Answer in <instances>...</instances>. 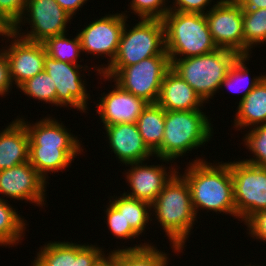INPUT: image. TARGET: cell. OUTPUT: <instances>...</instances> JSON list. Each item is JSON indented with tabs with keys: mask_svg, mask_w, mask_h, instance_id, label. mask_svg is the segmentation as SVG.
I'll return each instance as SVG.
<instances>
[{
	"mask_svg": "<svg viewBox=\"0 0 266 266\" xmlns=\"http://www.w3.org/2000/svg\"><path fill=\"white\" fill-rule=\"evenodd\" d=\"M110 86L113 89L101 93L97 100L99 102L95 105L96 114L99 115L103 127L121 123H136L149 103L143 98L123 90L115 82Z\"/></svg>",
	"mask_w": 266,
	"mask_h": 266,
	"instance_id": "18",
	"label": "cell"
},
{
	"mask_svg": "<svg viewBox=\"0 0 266 266\" xmlns=\"http://www.w3.org/2000/svg\"><path fill=\"white\" fill-rule=\"evenodd\" d=\"M109 201L123 213L126 223L141 237L149 229L154 219L151 216V204L125 195L124 193L108 197ZM112 198V199H111ZM151 216V217H150ZM150 221V222H149ZM148 227V228H147Z\"/></svg>",
	"mask_w": 266,
	"mask_h": 266,
	"instance_id": "24",
	"label": "cell"
},
{
	"mask_svg": "<svg viewBox=\"0 0 266 266\" xmlns=\"http://www.w3.org/2000/svg\"><path fill=\"white\" fill-rule=\"evenodd\" d=\"M127 22L129 20L124 25L116 56L107 68H124L149 57L168 55L162 20L139 18L132 28Z\"/></svg>",
	"mask_w": 266,
	"mask_h": 266,
	"instance_id": "8",
	"label": "cell"
},
{
	"mask_svg": "<svg viewBox=\"0 0 266 266\" xmlns=\"http://www.w3.org/2000/svg\"><path fill=\"white\" fill-rule=\"evenodd\" d=\"M209 118L210 115L208 117L201 109L165 111L164 137L154 157L175 161L173 165L176 166L178 158L205 143L207 146L214 135L212 118Z\"/></svg>",
	"mask_w": 266,
	"mask_h": 266,
	"instance_id": "4",
	"label": "cell"
},
{
	"mask_svg": "<svg viewBox=\"0 0 266 266\" xmlns=\"http://www.w3.org/2000/svg\"><path fill=\"white\" fill-rule=\"evenodd\" d=\"M196 159V160H195ZM180 173L187 181L196 216L202 210L208 213L230 215L236 219L233 179L230 162L206 161L196 157ZM223 162V163H222Z\"/></svg>",
	"mask_w": 266,
	"mask_h": 266,
	"instance_id": "2",
	"label": "cell"
},
{
	"mask_svg": "<svg viewBox=\"0 0 266 266\" xmlns=\"http://www.w3.org/2000/svg\"><path fill=\"white\" fill-rule=\"evenodd\" d=\"M89 0H56V2L72 17L78 13V11L83 8V5Z\"/></svg>",
	"mask_w": 266,
	"mask_h": 266,
	"instance_id": "38",
	"label": "cell"
},
{
	"mask_svg": "<svg viewBox=\"0 0 266 266\" xmlns=\"http://www.w3.org/2000/svg\"><path fill=\"white\" fill-rule=\"evenodd\" d=\"M162 164L155 165L149 160L143 162L129 163L126 167H130L125 170V180L130 187L129 192H123L125 195L146 201L152 204L165 184L171 179V177L178 171V165L175 167L172 165L173 161L164 158H157ZM149 162V165H148ZM165 164H164V163ZM145 163V164H144ZM171 163L167 166L166 164ZM153 164V165H152ZM166 165V166H165ZM168 169V170H167Z\"/></svg>",
	"mask_w": 266,
	"mask_h": 266,
	"instance_id": "15",
	"label": "cell"
},
{
	"mask_svg": "<svg viewBox=\"0 0 266 266\" xmlns=\"http://www.w3.org/2000/svg\"><path fill=\"white\" fill-rule=\"evenodd\" d=\"M136 124L145 145L154 154L164 137L165 110L157 103H149Z\"/></svg>",
	"mask_w": 266,
	"mask_h": 266,
	"instance_id": "25",
	"label": "cell"
},
{
	"mask_svg": "<svg viewBox=\"0 0 266 266\" xmlns=\"http://www.w3.org/2000/svg\"><path fill=\"white\" fill-rule=\"evenodd\" d=\"M17 89L27 97L38 100V103L41 101V103L56 106V86L51 76L45 71L26 80Z\"/></svg>",
	"mask_w": 266,
	"mask_h": 266,
	"instance_id": "30",
	"label": "cell"
},
{
	"mask_svg": "<svg viewBox=\"0 0 266 266\" xmlns=\"http://www.w3.org/2000/svg\"><path fill=\"white\" fill-rule=\"evenodd\" d=\"M17 117L29 134V163L46 182L49 181V174L63 173L84 152L79 137L57 118L47 115L30 123L23 116Z\"/></svg>",
	"mask_w": 266,
	"mask_h": 266,
	"instance_id": "1",
	"label": "cell"
},
{
	"mask_svg": "<svg viewBox=\"0 0 266 266\" xmlns=\"http://www.w3.org/2000/svg\"><path fill=\"white\" fill-rule=\"evenodd\" d=\"M180 172L171 177L151 204V215L160 224V231L164 230L175 255L186 249L185 242L197 221L189 185Z\"/></svg>",
	"mask_w": 266,
	"mask_h": 266,
	"instance_id": "3",
	"label": "cell"
},
{
	"mask_svg": "<svg viewBox=\"0 0 266 266\" xmlns=\"http://www.w3.org/2000/svg\"><path fill=\"white\" fill-rule=\"evenodd\" d=\"M126 21H128V17L123 14V11L115 14L109 13L99 19L92 20V22L90 21L86 26L83 25L84 28H81L82 30L77 32L82 53L85 55H93V57L97 59L100 56L103 57L102 59H108L106 61L108 62L107 64L90 66L96 70H94V72L101 74L112 63L116 56L120 37Z\"/></svg>",
	"mask_w": 266,
	"mask_h": 266,
	"instance_id": "11",
	"label": "cell"
},
{
	"mask_svg": "<svg viewBox=\"0 0 266 266\" xmlns=\"http://www.w3.org/2000/svg\"><path fill=\"white\" fill-rule=\"evenodd\" d=\"M4 40L5 46L1 49L6 54L10 79L16 88L44 71L46 50L42 43L27 41L12 31L1 39Z\"/></svg>",
	"mask_w": 266,
	"mask_h": 266,
	"instance_id": "16",
	"label": "cell"
},
{
	"mask_svg": "<svg viewBox=\"0 0 266 266\" xmlns=\"http://www.w3.org/2000/svg\"><path fill=\"white\" fill-rule=\"evenodd\" d=\"M12 31V28L1 18L0 16V37L2 38L8 35Z\"/></svg>",
	"mask_w": 266,
	"mask_h": 266,
	"instance_id": "41",
	"label": "cell"
},
{
	"mask_svg": "<svg viewBox=\"0 0 266 266\" xmlns=\"http://www.w3.org/2000/svg\"><path fill=\"white\" fill-rule=\"evenodd\" d=\"M109 149L121 164L153 160L154 154L145 145L136 123H121L102 127ZM108 139V140H107Z\"/></svg>",
	"mask_w": 266,
	"mask_h": 266,
	"instance_id": "19",
	"label": "cell"
},
{
	"mask_svg": "<svg viewBox=\"0 0 266 266\" xmlns=\"http://www.w3.org/2000/svg\"><path fill=\"white\" fill-rule=\"evenodd\" d=\"M107 204L106 209L103 210L105 211L106 218H103L106 220H104V222L106 223L110 234L118 240H126L124 243L127 242V239H131V242L132 239L133 241L138 239L140 236L130 227L129 223H126L123 213H121L110 201Z\"/></svg>",
	"mask_w": 266,
	"mask_h": 266,
	"instance_id": "32",
	"label": "cell"
},
{
	"mask_svg": "<svg viewBox=\"0 0 266 266\" xmlns=\"http://www.w3.org/2000/svg\"><path fill=\"white\" fill-rule=\"evenodd\" d=\"M13 86L10 74H9V65L6 58L5 52L0 49V97L5 98L11 91ZM11 89V90H10Z\"/></svg>",
	"mask_w": 266,
	"mask_h": 266,
	"instance_id": "37",
	"label": "cell"
},
{
	"mask_svg": "<svg viewBox=\"0 0 266 266\" xmlns=\"http://www.w3.org/2000/svg\"><path fill=\"white\" fill-rule=\"evenodd\" d=\"M162 21L169 59L205 55L218 49L205 14L169 11Z\"/></svg>",
	"mask_w": 266,
	"mask_h": 266,
	"instance_id": "5",
	"label": "cell"
},
{
	"mask_svg": "<svg viewBox=\"0 0 266 266\" xmlns=\"http://www.w3.org/2000/svg\"><path fill=\"white\" fill-rule=\"evenodd\" d=\"M238 158L230 161L236 219L244 223L254 213L266 209V167L254 166Z\"/></svg>",
	"mask_w": 266,
	"mask_h": 266,
	"instance_id": "10",
	"label": "cell"
},
{
	"mask_svg": "<svg viewBox=\"0 0 266 266\" xmlns=\"http://www.w3.org/2000/svg\"><path fill=\"white\" fill-rule=\"evenodd\" d=\"M169 0H130L129 9L130 11H124L123 14L128 18L130 14L133 13L139 18L143 19H160L162 20L164 16L170 11ZM168 5V6H167Z\"/></svg>",
	"mask_w": 266,
	"mask_h": 266,
	"instance_id": "33",
	"label": "cell"
},
{
	"mask_svg": "<svg viewBox=\"0 0 266 266\" xmlns=\"http://www.w3.org/2000/svg\"><path fill=\"white\" fill-rule=\"evenodd\" d=\"M117 247L109 253L114 257L117 266H168L170 254L160 250L153 243L134 244L132 247Z\"/></svg>",
	"mask_w": 266,
	"mask_h": 266,
	"instance_id": "23",
	"label": "cell"
},
{
	"mask_svg": "<svg viewBox=\"0 0 266 266\" xmlns=\"http://www.w3.org/2000/svg\"><path fill=\"white\" fill-rule=\"evenodd\" d=\"M68 33L57 35L46 39L42 44L46 50V54L57 61H63L74 65H80L82 48L79 36L68 38ZM79 58L81 61H79ZM78 60V61H77Z\"/></svg>",
	"mask_w": 266,
	"mask_h": 266,
	"instance_id": "29",
	"label": "cell"
},
{
	"mask_svg": "<svg viewBox=\"0 0 266 266\" xmlns=\"http://www.w3.org/2000/svg\"><path fill=\"white\" fill-rule=\"evenodd\" d=\"M252 263L250 262V264L249 265H244V266H260V265H258V264H255V265H251ZM263 266V265H262Z\"/></svg>",
	"mask_w": 266,
	"mask_h": 266,
	"instance_id": "42",
	"label": "cell"
},
{
	"mask_svg": "<svg viewBox=\"0 0 266 266\" xmlns=\"http://www.w3.org/2000/svg\"><path fill=\"white\" fill-rule=\"evenodd\" d=\"M243 224L247 227L249 237L266 244V209L254 213Z\"/></svg>",
	"mask_w": 266,
	"mask_h": 266,
	"instance_id": "35",
	"label": "cell"
},
{
	"mask_svg": "<svg viewBox=\"0 0 266 266\" xmlns=\"http://www.w3.org/2000/svg\"><path fill=\"white\" fill-rule=\"evenodd\" d=\"M87 70L91 71L87 64L84 66L74 65L57 61L49 55H45L44 71L51 76L56 86V108L68 107L69 109L70 107V109H76L81 113H88V101L91 99V95L87 91L88 82L84 74V71L89 72Z\"/></svg>",
	"mask_w": 266,
	"mask_h": 266,
	"instance_id": "12",
	"label": "cell"
},
{
	"mask_svg": "<svg viewBox=\"0 0 266 266\" xmlns=\"http://www.w3.org/2000/svg\"><path fill=\"white\" fill-rule=\"evenodd\" d=\"M97 266H117V264L114 257L110 253H107Z\"/></svg>",
	"mask_w": 266,
	"mask_h": 266,
	"instance_id": "40",
	"label": "cell"
},
{
	"mask_svg": "<svg viewBox=\"0 0 266 266\" xmlns=\"http://www.w3.org/2000/svg\"><path fill=\"white\" fill-rule=\"evenodd\" d=\"M47 183L28 162L0 171V198L45 207ZM5 197V198H4Z\"/></svg>",
	"mask_w": 266,
	"mask_h": 266,
	"instance_id": "14",
	"label": "cell"
},
{
	"mask_svg": "<svg viewBox=\"0 0 266 266\" xmlns=\"http://www.w3.org/2000/svg\"><path fill=\"white\" fill-rule=\"evenodd\" d=\"M253 56H239L233 65L230 67L225 79L221 82L220 90L225 87L234 93H242L239 102L243 100L249 92L266 76V74L259 73L260 75L251 78L250 70L247 63ZM242 82V83H241ZM244 84V85H243ZM243 85V86H242ZM235 89V90H234ZM244 92V93H243Z\"/></svg>",
	"mask_w": 266,
	"mask_h": 266,
	"instance_id": "27",
	"label": "cell"
},
{
	"mask_svg": "<svg viewBox=\"0 0 266 266\" xmlns=\"http://www.w3.org/2000/svg\"><path fill=\"white\" fill-rule=\"evenodd\" d=\"M243 9H262L266 8V0H236Z\"/></svg>",
	"mask_w": 266,
	"mask_h": 266,
	"instance_id": "39",
	"label": "cell"
},
{
	"mask_svg": "<svg viewBox=\"0 0 266 266\" xmlns=\"http://www.w3.org/2000/svg\"><path fill=\"white\" fill-rule=\"evenodd\" d=\"M9 202L0 198V246L5 248L21 244L27 225H29Z\"/></svg>",
	"mask_w": 266,
	"mask_h": 266,
	"instance_id": "26",
	"label": "cell"
},
{
	"mask_svg": "<svg viewBox=\"0 0 266 266\" xmlns=\"http://www.w3.org/2000/svg\"><path fill=\"white\" fill-rule=\"evenodd\" d=\"M213 2L205 17L215 44L244 56L243 7L236 0Z\"/></svg>",
	"mask_w": 266,
	"mask_h": 266,
	"instance_id": "13",
	"label": "cell"
},
{
	"mask_svg": "<svg viewBox=\"0 0 266 266\" xmlns=\"http://www.w3.org/2000/svg\"><path fill=\"white\" fill-rule=\"evenodd\" d=\"M26 0H0V16L12 28L25 11Z\"/></svg>",
	"mask_w": 266,
	"mask_h": 266,
	"instance_id": "34",
	"label": "cell"
},
{
	"mask_svg": "<svg viewBox=\"0 0 266 266\" xmlns=\"http://www.w3.org/2000/svg\"><path fill=\"white\" fill-rule=\"evenodd\" d=\"M212 1L213 0H173L170 5V11L206 14L215 5L214 3L212 5ZM207 6L209 7L206 8Z\"/></svg>",
	"mask_w": 266,
	"mask_h": 266,
	"instance_id": "36",
	"label": "cell"
},
{
	"mask_svg": "<svg viewBox=\"0 0 266 266\" xmlns=\"http://www.w3.org/2000/svg\"><path fill=\"white\" fill-rule=\"evenodd\" d=\"M244 56L266 44V8L243 9Z\"/></svg>",
	"mask_w": 266,
	"mask_h": 266,
	"instance_id": "28",
	"label": "cell"
},
{
	"mask_svg": "<svg viewBox=\"0 0 266 266\" xmlns=\"http://www.w3.org/2000/svg\"><path fill=\"white\" fill-rule=\"evenodd\" d=\"M73 18L56 0H26L25 11L12 32L27 41L43 43L50 37L67 33L66 28ZM26 23L30 30L27 27L23 31Z\"/></svg>",
	"mask_w": 266,
	"mask_h": 266,
	"instance_id": "9",
	"label": "cell"
},
{
	"mask_svg": "<svg viewBox=\"0 0 266 266\" xmlns=\"http://www.w3.org/2000/svg\"><path fill=\"white\" fill-rule=\"evenodd\" d=\"M29 161V134L17 117L0 130V171Z\"/></svg>",
	"mask_w": 266,
	"mask_h": 266,
	"instance_id": "21",
	"label": "cell"
},
{
	"mask_svg": "<svg viewBox=\"0 0 266 266\" xmlns=\"http://www.w3.org/2000/svg\"><path fill=\"white\" fill-rule=\"evenodd\" d=\"M237 105V112H235L234 121L232 122L235 130L250 129L265 124L266 76Z\"/></svg>",
	"mask_w": 266,
	"mask_h": 266,
	"instance_id": "22",
	"label": "cell"
},
{
	"mask_svg": "<svg viewBox=\"0 0 266 266\" xmlns=\"http://www.w3.org/2000/svg\"><path fill=\"white\" fill-rule=\"evenodd\" d=\"M97 244L49 241L40 246L31 266H97L106 256Z\"/></svg>",
	"mask_w": 266,
	"mask_h": 266,
	"instance_id": "17",
	"label": "cell"
},
{
	"mask_svg": "<svg viewBox=\"0 0 266 266\" xmlns=\"http://www.w3.org/2000/svg\"><path fill=\"white\" fill-rule=\"evenodd\" d=\"M170 68L169 55H156L124 68H106L98 75L100 80L115 82L146 102L156 103L163 78Z\"/></svg>",
	"mask_w": 266,
	"mask_h": 266,
	"instance_id": "7",
	"label": "cell"
},
{
	"mask_svg": "<svg viewBox=\"0 0 266 266\" xmlns=\"http://www.w3.org/2000/svg\"><path fill=\"white\" fill-rule=\"evenodd\" d=\"M239 55L226 49L184 59H170L171 68L178 73L205 103L220 91L221 82Z\"/></svg>",
	"mask_w": 266,
	"mask_h": 266,
	"instance_id": "6",
	"label": "cell"
},
{
	"mask_svg": "<svg viewBox=\"0 0 266 266\" xmlns=\"http://www.w3.org/2000/svg\"><path fill=\"white\" fill-rule=\"evenodd\" d=\"M242 137L244 146L251 154L249 159L243 161L254 166L266 167V123L247 129Z\"/></svg>",
	"mask_w": 266,
	"mask_h": 266,
	"instance_id": "31",
	"label": "cell"
},
{
	"mask_svg": "<svg viewBox=\"0 0 266 266\" xmlns=\"http://www.w3.org/2000/svg\"><path fill=\"white\" fill-rule=\"evenodd\" d=\"M156 103L165 111H204L206 106L194 89L172 68L163 78Z\"/></svg>",
	"mask_w": 266,
	"mask_h": 266,
	"instance_id": "20",
	"label": "cell"
}]
</instances>
